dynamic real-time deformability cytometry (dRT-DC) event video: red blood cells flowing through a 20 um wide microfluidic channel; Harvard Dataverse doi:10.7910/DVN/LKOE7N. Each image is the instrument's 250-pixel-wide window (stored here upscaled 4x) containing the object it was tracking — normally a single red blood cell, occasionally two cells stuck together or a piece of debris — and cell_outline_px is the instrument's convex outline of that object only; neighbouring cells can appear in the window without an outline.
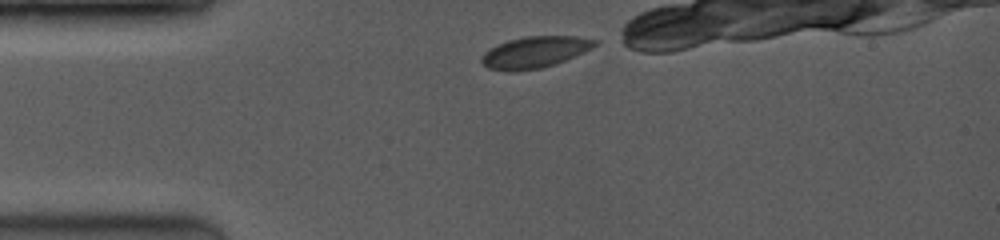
{"species": "common noctule bat (a hibernating species)", "species_latin": "Nyctalus noctula", "temperature_condition": "room temperature", "stored_images_in_passage": 16, "camera_frame_rate_fps": 3500, "um_per_image_px": 0.085, "animal": {"sex": "female", "body_mass_g": 19.0, "forearm_length_mm": 53.3}, "frame": {"image": 1, "passage_image": 1, "time_ms": 0.0, "image_size_px": [1000, 240], "cell_outline_px": [[596, 44], [592, 48], [576, 56], [556, 64], [540, 68], [516, 72], [508, 72], [488, 68], [480, 60], [484, 52], [508, 40], [528, 36], [576, 36], [596, 40]], "centroid_in_image_um": [45.46, 4.45], "position_along_channel_um": 39.5, "area_um2": 20.69}}
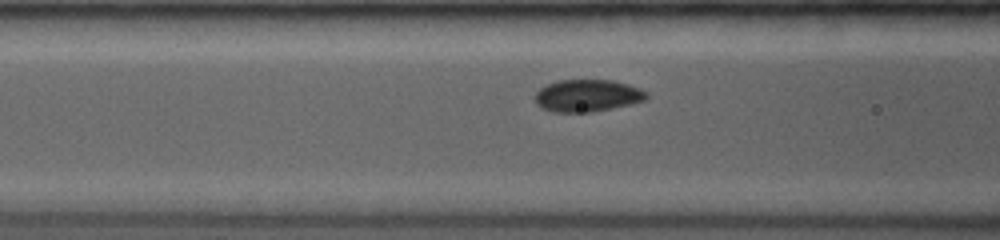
{"frame": {"image": 2, "passage_image": 10, "time_ms": 2.571, "image_size_px": [1000, 240], "cell_outline_px": [[648, 96], [644, 100], [632, 104], [592, 112], [552, 112], [540, 108], [536, 104], [532, 96], [540, 88], [548, 84], [560, 80], [612, 80], [628, 84], [640, 88], [648, 92]], "centroid_in_image_um": [49.9, 8.13], "position_along_channel_um": 116.7, "area_um2": 21.15}}
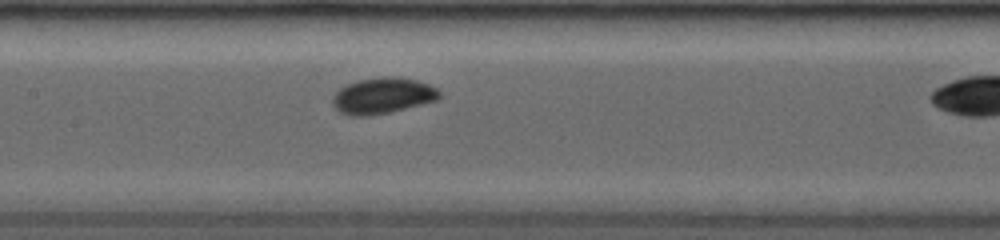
{"frame": {"image": 3, "passage_image": 15, "time_ms": 4.0, "image_size_px": [1000, 240], "cell_outline_px": [[440, 96], [436, 100], [388, 112], [368, 116], [348, 116], [340, 112], [332, 104], [332, 96], [340, 88], [356, 80], [380, 76], [392, 76], [416, 80], [428, 84], [436, 88], [440, 92]], "centroid_in_image_um": [32.47, 8.12], "position_along_channel_um": 174.9, "area_um2": 22.31}}